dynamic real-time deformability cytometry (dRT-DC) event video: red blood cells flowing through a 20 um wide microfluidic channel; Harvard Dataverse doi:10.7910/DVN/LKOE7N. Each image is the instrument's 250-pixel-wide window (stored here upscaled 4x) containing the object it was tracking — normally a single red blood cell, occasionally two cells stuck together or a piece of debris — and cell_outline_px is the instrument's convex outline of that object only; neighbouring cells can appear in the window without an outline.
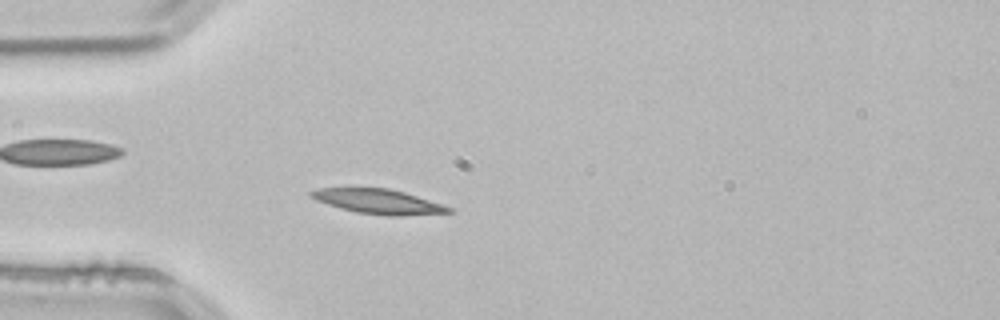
{"species": "common noctule bat (a hibernating species)", "species_latin": "Nyctalus noctula", "temperature_condition": "room temperature", "stored_images_in_passage": 52, "camera_frame_rate_fps": 3000, "um_per_image_px": 0.085, "animal": {"sex": "male", "body_mass_g": 21.5, "forearm_length_mm": 52.0}, "frame": {"image": 1, "passage_image": 14, "time_ms": 4.333, "image_size_px": [1000, 320], "cell_outline_px": [[456, 212], [400, 216], [388, 216], [356, 212], [340, 208], [316, 200], [308, 192], [316, 188], [388, 188], [404, 192], [452, 208]], "centroid_in_image_um": [32.16, 17.13], "position_along_channel_um": 52.8, "area_um2": 19.59}}
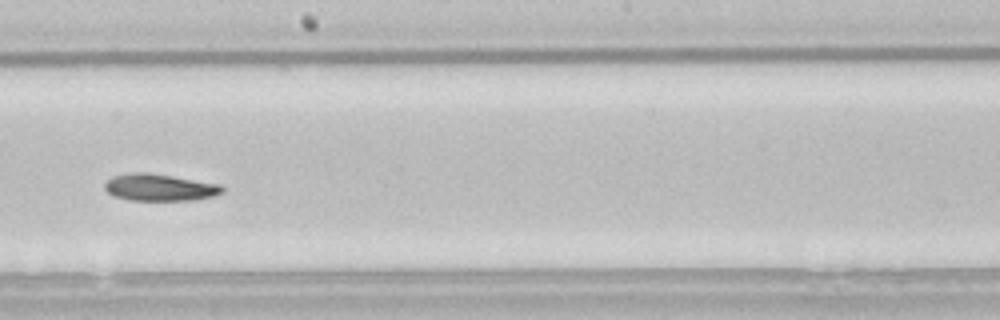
{"frame": {"image": 2, "passage_image": 29, "time_ms": 9.333, "image_size_px": [1000, 320], "cell_outline_px": [[224, 192], [212, 196], [192, 200], [128, 200], [112, 196], [104, 188], [104, 184], [112, 176], [132, 172], [144, 172], [172, 176], [220, 184], [224, 188]], "centroid_in_image_um": [13.54, 15.93], "position_along_channel_um": 234.7, "area_um2": 18.44}}
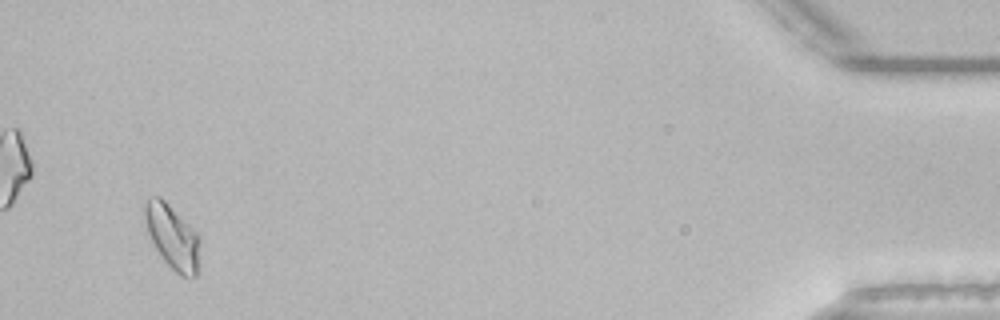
{"frame": {"image": 3, "passage_image": 50, "time_ms": 16.333, "image_size_px": [1000, 320], "cell_outline_px": [[200, 240], [196, 276], [180, 276], [164, 260], [156, 248], [148, 232], [144, 220], [144, 204], [152, 196], [160, 196], [200, 236]], "centroid_in_image_um": [14.64, 20.11], "position_along_channel_um": 420.6, "area_um2": 20.11}}